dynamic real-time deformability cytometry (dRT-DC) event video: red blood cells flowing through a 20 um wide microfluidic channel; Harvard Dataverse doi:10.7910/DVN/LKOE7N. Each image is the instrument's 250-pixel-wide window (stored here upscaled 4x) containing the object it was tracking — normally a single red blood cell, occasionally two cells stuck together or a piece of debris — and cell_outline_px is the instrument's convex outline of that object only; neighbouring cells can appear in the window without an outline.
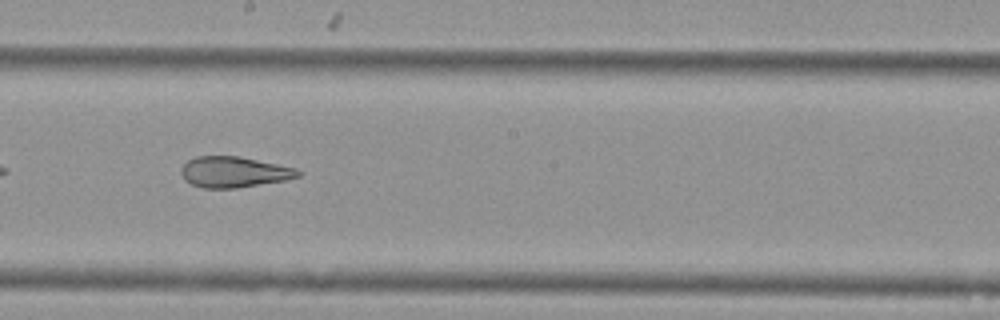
{"species": "Egyptian fruit bat (a non-hibernating species)", "species_latin": "Rousettus aegyptiacus", "temperature_condition": "cold", "stored_images_in_passage": 13, "camera_frame_rate_fps": 3000, "um_per_image_px": 0.085, "animal": {"sex": "female"}, "frame": {"image": 1, "passage_image": 8, "time_ms": 2.333, "image_size_px": [1000, 320], "cell_outline_px": [[300, 176], [284, 180], [236, 188], [204, 188], [192, 184], [184, 180], [180, 172], [180, 168], [188, 160], [196, 156], [236, 156], [296, 168], [300, 172]], "centroid_in_image_um": [19.83, 14.62], "position_along_channel_um": 228.4, "area_um2": 20.75}}
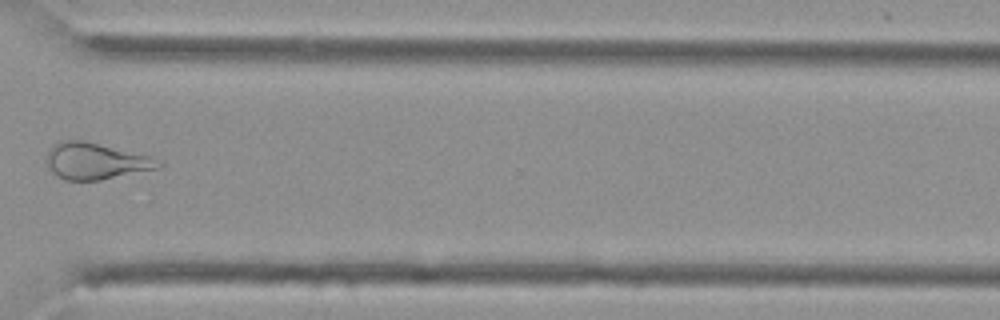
{"frame": {"image": 2, "passage_image": 11, "time_ms": 3.333, "image_size_px": [1000, 320], "cell_outline_px": [[164, 164], [160, 168], [100, 180], [64, 180], [56, 176], [52, 172], [48, 164], [48, 148], [52, 144], [60, 140], [84, 140], [152, 156], [160, 160]], "centroid_in_image_um": [8.16, 13.68], "position_along_channel_um": 362.4, "area_um2": 23.99}}